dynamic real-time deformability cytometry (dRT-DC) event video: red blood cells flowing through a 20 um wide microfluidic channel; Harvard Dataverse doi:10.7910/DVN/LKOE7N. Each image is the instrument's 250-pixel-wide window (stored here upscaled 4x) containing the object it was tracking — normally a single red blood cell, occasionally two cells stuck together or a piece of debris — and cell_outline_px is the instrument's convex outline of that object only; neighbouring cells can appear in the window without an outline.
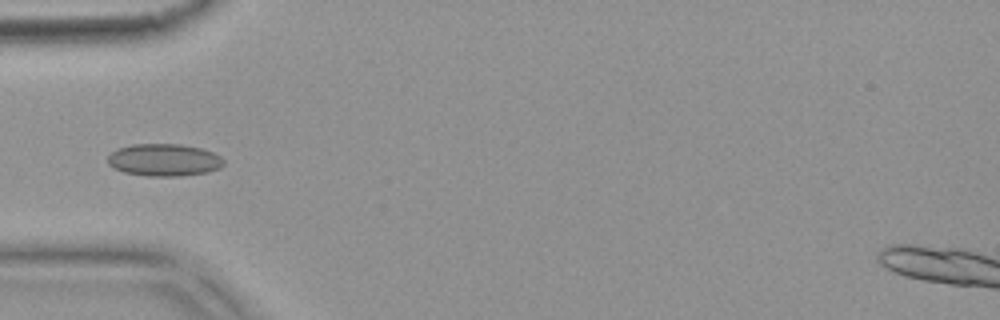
{"species": "common noctule bat (a hibernating species)", "species_latin": "Nyctalus noctula", "temperature_condition": "warm", "stored_images_in_passage": 1, "camera_frame_rate_fps": 3000, "um_per_image_px": 0.085, "animal": {"sex": "female", "body_mass_g": 18.4}, "frame": {"image": 1, "passage_image": 1, "time_ms": 0.0, "image_size_px": [1000, 320], "cell_outline_px": [[224, 164], [220, 168], [208, 172], [180, 176], [148, 176], [124, 172], [112, 168], [108, 164], [108, 156], [116, 148], [132, 144], [180, 144], [200, 148], [212, 152], [220, 156], [224, 160]], "centroid_in_image_um": [13.93, 13.6], "position_along_channel_um": 71.1, "area_um2": 21.96}}